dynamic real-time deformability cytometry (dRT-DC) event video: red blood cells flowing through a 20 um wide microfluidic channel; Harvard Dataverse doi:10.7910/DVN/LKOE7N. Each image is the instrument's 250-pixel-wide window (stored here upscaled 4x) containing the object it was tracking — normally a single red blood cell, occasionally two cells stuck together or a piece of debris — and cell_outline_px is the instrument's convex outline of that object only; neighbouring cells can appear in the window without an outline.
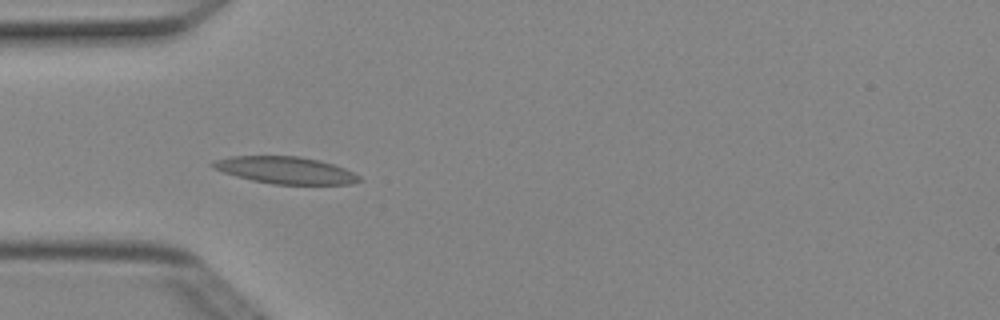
{"species": "Egyptian fruit bat (a non-hibernating species)", "species_latin": "Rousettus aegyptiacus", "temperature_condition": "cold", "stored_images_in_passage": 6, "camera_frame_rate_fps": 3000, "um_per_image_px": 0.085, "animal": {"sex": "female"}, "frame": {"image": 1, "passage_image": 4, "time_ms": 1.0, "image_size_px": [1000, 320], "cell_outline_px": [[364, 180], [352, 184], [272, 184], [252, 180], [236, 176], [212, 168], [208, 164], [212, 160], [228, 156], [300, 156], [332, 164], [344, 168], [360, 176]], "centroid_in_image_um": [24.22, 14.46], "position_along_channel_um": 60.8, "area_um2": 23.12}}
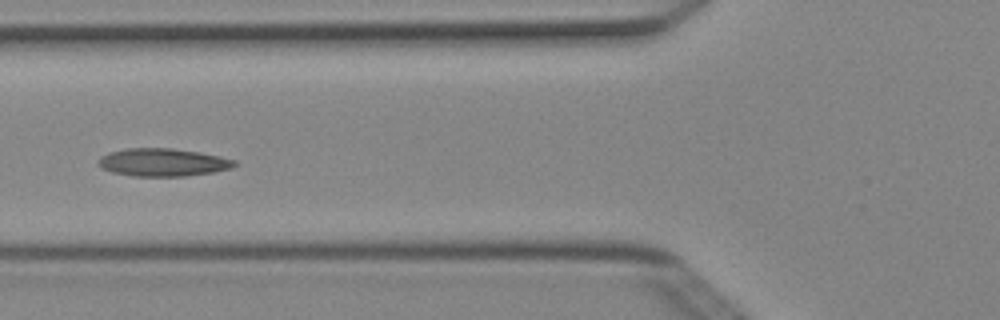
{"frame": {"image": 2, "passage_image": 5, "time_ms": 1.333, "image_size_px": [1000, 320], "cell_outline_px": [[236, 164], [232, 168], [212, 172], [184, 176], [132, 176], [112, 172], [100, 168], [96, 160], [100, 156], [108, 152], [128, 148], [172, 148], [200, 152], [220, 156], [236, 160]], "centroid_in_image_um": [13.8, 13.79], "position_along_channel_um": 112.0, "area_um2": 22.25}}
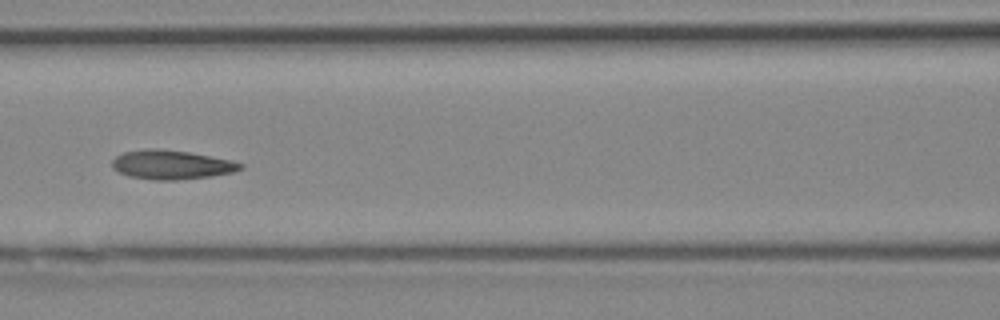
{"frame": {"image": 3, "passage_image": 6, "time_ms": 1.667, "image_size_px": [1000, 320], "cell_outline_px": [[244, 168], [232, 172], [212, 176], [176, 180], [152, 180], [128, 176], [112, 168], [112, 160], [116, 156], [124, 152], [144, 148], [156, 148], [188, 152], [232, 160], [244, 164]], "centroid_in_image_um": [14.57, 14.0], "position_along_channel_um": 152.0, "area_um2": 21.85}}